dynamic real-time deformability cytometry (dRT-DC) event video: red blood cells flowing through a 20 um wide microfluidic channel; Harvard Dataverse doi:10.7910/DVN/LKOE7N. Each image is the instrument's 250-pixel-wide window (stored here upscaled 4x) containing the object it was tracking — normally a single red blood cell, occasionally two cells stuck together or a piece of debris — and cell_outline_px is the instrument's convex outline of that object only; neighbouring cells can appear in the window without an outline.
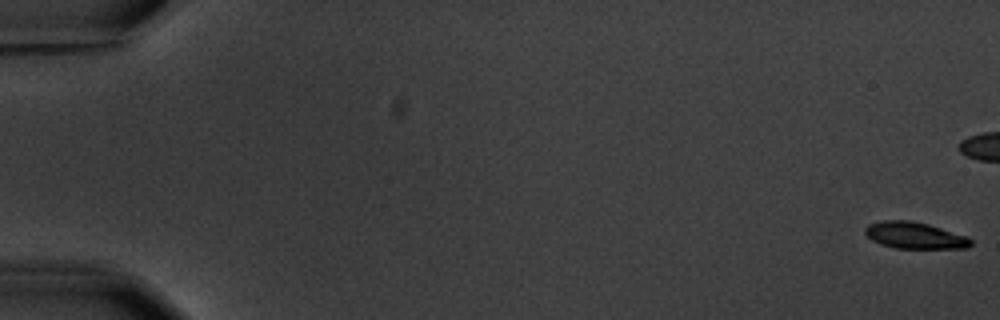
{"species": "common noctule bat (a hibernating species)", "species_latin": "Nyctalus noctula", "temperature_condition": "warm", "stored_images_in_passage": 9, "camera_frame_rate_fps": 3000, "um_per_image_px": 0.085, "animal": {"sex": "male", "body_mass_g": 20.1, "forearm_length_mm": 53.5}, "frame": {"image": 1, "passage_image": 1, "time_ms": 0.0, "image_size_px": [1000, 320], "cell_outline_px": [[972, 244], [968, 248], [896, 248], [880, 244], [872, 240], [864, 232], [864, 228], [868, 224], [884, 220], [908, 220], [928, 224], [968, 236], [972, 240]], "centroid_in_image_um": [77.76, 20.01], "position_along_channel_um": 7.2, "area_um2": 16.42}}